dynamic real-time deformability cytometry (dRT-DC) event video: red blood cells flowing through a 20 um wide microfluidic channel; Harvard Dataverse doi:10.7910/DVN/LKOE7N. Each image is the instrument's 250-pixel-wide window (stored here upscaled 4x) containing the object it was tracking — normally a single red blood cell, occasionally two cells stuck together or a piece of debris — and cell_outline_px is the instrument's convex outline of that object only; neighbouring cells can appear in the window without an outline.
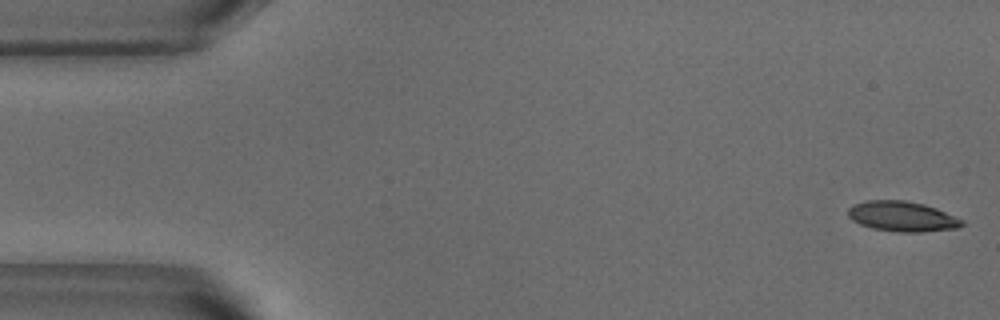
{"species": "common noctule bat (a hibernating species)", "species_latin": "Nyctalus noctula", "temperature_condition": "warm", "stored_images_in_passage": 52, "camera_frame_rate_fps": 3000, "um_per_image_px": 0.085, "animal": {"sex": "male", "body_mass_g": 18.8}, "frame": {"image": 1, "passage_image": 1, "time_ms": 0.0, "image_size_px": [1000, 320], "cell_outline_px": [[964, 224], [956, 228], [924, 232], [896, 232], [872, 228], [860, 224], [852, 220], [848, 216], [848, 208], [856, 204], [868, 200], [904, 200], [924, 204], [936, 208], [964, 220]], "centroid_in_image_um": [76.69, 18.4], "position_along_channel_um": 8.3, "area_um2": 20.0}}
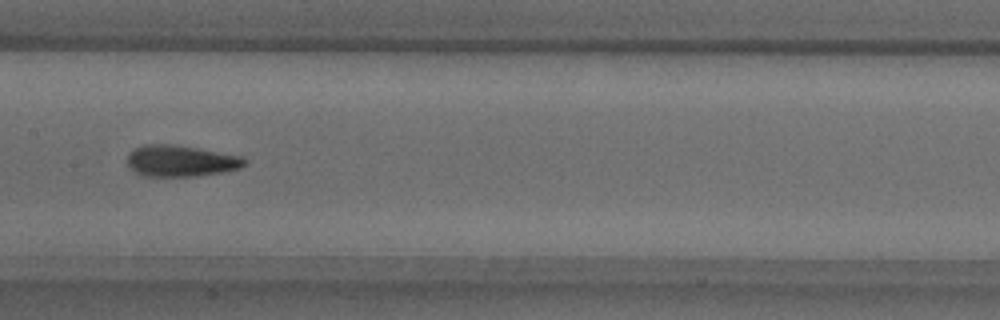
{"frame": {"image": 2, "passage_image": 25, "time_ms": 8.0, "image_size_px": [1000, 320], "cell_outline_px": [[248, 164], [240, 168], [220, 172], [196, 176], [144, 176], [136, 172], [128, 164], [128, 152], [144, 144], [172, 144], [196, 148], [240, 156], [248, 160]], "centroid_in_image_um": [15.37, 13.67], "position_along_channel_um": 192.0, "area_um2": 21.21}}
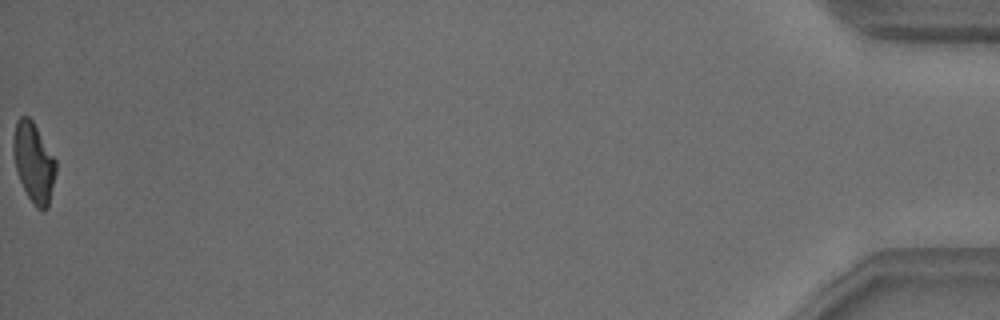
{"frame": {"image": 3, "passage_image": 52, "time_ms": 17.0, "image_size_px": [1000, 320], "cell_outline_px": [[56, 172], [48, 208], [44, 212], [36, 208], [28, 196], [20, 180], [12, 156], [12, 140], [16, 120], [20, 116], [28, 116], [32, 120], [56, 160]], "centroid_in_image_um": [2.85, 13.81], "position_along_channel_um": 432.3, "area_um2": 19.88}, "authors_computed_cell_mechanics": {"area_um2": 20.5768, "velocity_mm_per_s": 3.831, "shape_relaxation_time_tau1_ms": 5.2896, "shape_relaxation_time_tau2_ms": 2.1356, "deformation_change_tau1": 0.2006, "deformation_change_tau2": 0.1066}}